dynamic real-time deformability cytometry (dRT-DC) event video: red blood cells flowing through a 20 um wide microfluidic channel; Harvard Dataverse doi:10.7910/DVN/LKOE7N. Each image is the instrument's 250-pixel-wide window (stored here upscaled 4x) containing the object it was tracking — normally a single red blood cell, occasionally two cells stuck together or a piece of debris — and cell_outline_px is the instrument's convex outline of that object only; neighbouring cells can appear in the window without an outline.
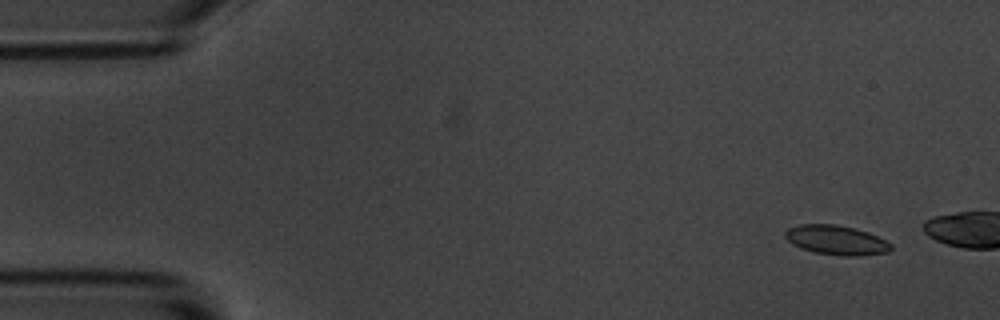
{"species": "common noctule bat (a hibernating species)", "species_latin": "Nyctalus noctula", "temperature_condition": "room temperature", "stored_images_in_passage": 5, "camera_frame_rate_fps": 3000, "um_per_image_px": 0.085, "animal": {"sex": "male", "body_mass_g": 20.1, "forearm_length_mm": 53.5}, "frame": {"image": 1, "passage_image": 1, "time_ms": 0.0, "image_size_px": [1000, 320], "cell_outline_px": [[892, 248], [888, 252], [860, 256], [840, 256], [816, 252], [800, 248], [792, 244], [784, 236], [784, 232], [788, 228], [800, 224], [836, 224], [856, 228], [868, 232], [888, 240], [892, 244]], "centroid_in_image_um": [71.11, 20.4], "position_along_channel_um": 13.9, "area_um2": 18.44}}
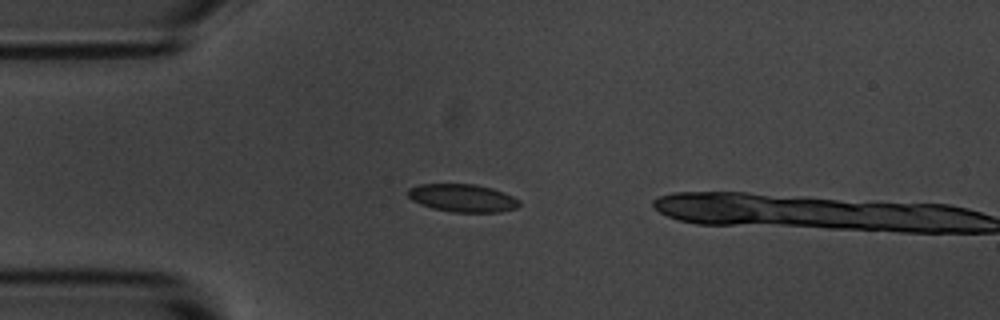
{"frame": {"image": 2, "passage_image": 4, "time_ms": 3.333, "image_size_px": [1000, 320], "cell_outline_px": [[520, 204], [516, 208], [500, 212], [452, 212], [432, 208], [420, 204], [412, 200], [408, 196], [408, 188], [420, 184], [476, 184], [492, 188], [504, 192], [520, 200]], "centroid_in_image_um": [39.32, 16.83], "position_along_channel_um": 45.7, "area_um2": 18.15}}